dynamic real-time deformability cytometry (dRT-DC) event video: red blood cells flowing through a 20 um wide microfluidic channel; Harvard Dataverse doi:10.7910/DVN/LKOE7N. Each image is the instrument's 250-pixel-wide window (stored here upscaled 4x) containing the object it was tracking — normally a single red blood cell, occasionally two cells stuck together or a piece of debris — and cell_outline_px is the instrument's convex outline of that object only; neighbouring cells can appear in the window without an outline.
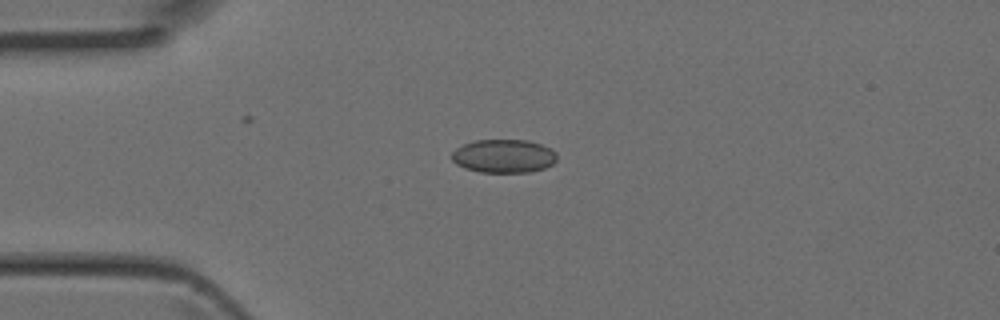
{"species": "Egyptian fruit bat (a non-hibernating species)", "species_latin": "Rousettus aegyptiacus", "temperature_condition": "room temperature", "stored_images_in_passage": 4, "camera_frame_rate_fps": 3000, "um_per_image_px": 0.085, "animal": {"sex": "female"}, "frame": {"image": 1, "passage_image": 3, "time_ms": 0.667, "image_size_px": [1000, 320], "cell_outline_px": [[556, 160], [552, 164], [544, 168], [528, 172], [480, 172], [464, 168], [456, 164], [452, 160], [452, 152], [456, 148], [464, 144], [476, 140], [528, 140], [552, 148], [556, 152]], "centroid_in_image_um": [42.81, 13.26], "position_along_channel_um": 42.2, "area_um2": 20.52}}